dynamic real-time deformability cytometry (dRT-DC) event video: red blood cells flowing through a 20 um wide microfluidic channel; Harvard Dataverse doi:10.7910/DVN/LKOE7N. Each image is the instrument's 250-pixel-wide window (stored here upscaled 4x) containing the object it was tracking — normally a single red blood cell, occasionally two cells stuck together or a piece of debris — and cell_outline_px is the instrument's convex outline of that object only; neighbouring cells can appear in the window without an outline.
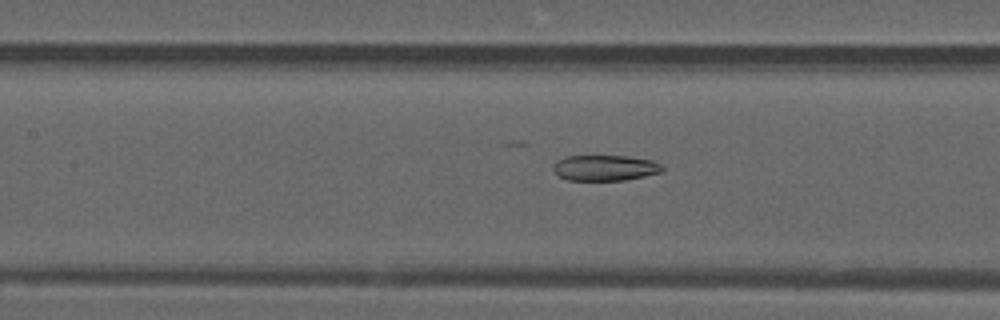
{"species": "common noctule bat (a hibernating species)", "species_latin": "Nyctalus noctula", "temperature_condition": "warm", "stored_images_in_passage": 40, "camera_frame_rate_fps": 3000, "um_per_image_px": 0.085, "animal": {"sex": "male", "forearm_length_mm": 52.5}, "frame": {"image": 1, "passage_image": 14, "time_ms": 4.333, "image_size_px": [1000, 320], "cell_outline_px": [[664, 168], [660, 172], [644, 176], [624, 180], [568, 180], [560, 176], [552, 168], [552, 164], [556, 160], [564, 156], [628, 156], [652, 160], [660, 164]], "centroid_in_image_um": [51.39, 14.26], "position_along_channel_um": 156.0, "area_um2": 16.3}}
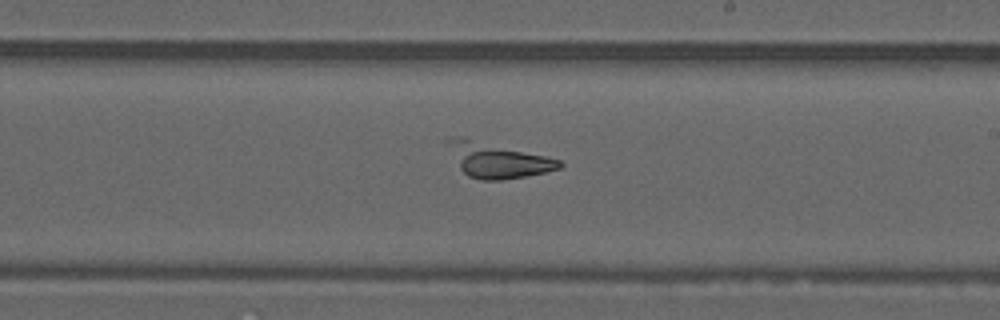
{"frame": {"image": 2, "passage_image": 21, "time_ms": 6.667, "image_size_px": [1000, 320], "cell_outline_px": [[564, 164], [560, 168], [544, 172], [524, 176], [500, 180], [480, 180], [468, 176], [460, 168], [444, 140], [448, 136], [464, 136], [560, 160]], "centroid_in_image_um": [42.22, 13.58], "position_along_channel_um": 246.8, "area_um2": 22.6}}
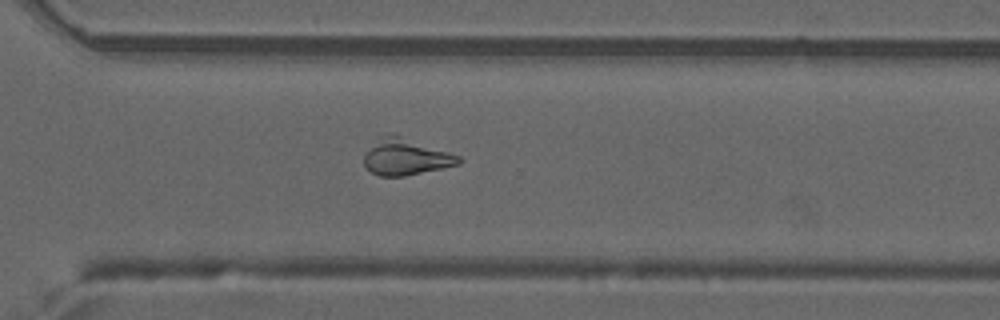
{"frame": {"image": 3, "passage_image": 28, "time_ms": 9.0, "image_size_px": [1000, 320], "cell_outline_px": [[464, 160], [460, 164], [404, 176], [380, 176], [372, 172], [364, 164], [364, 156], [372, 148], [392, 136], [400, 136], [460, 156]], "centroid_in_image_um": [34.6, 13.42], "position_along_channel_um": 336.0, "area_um2": 18.73}}